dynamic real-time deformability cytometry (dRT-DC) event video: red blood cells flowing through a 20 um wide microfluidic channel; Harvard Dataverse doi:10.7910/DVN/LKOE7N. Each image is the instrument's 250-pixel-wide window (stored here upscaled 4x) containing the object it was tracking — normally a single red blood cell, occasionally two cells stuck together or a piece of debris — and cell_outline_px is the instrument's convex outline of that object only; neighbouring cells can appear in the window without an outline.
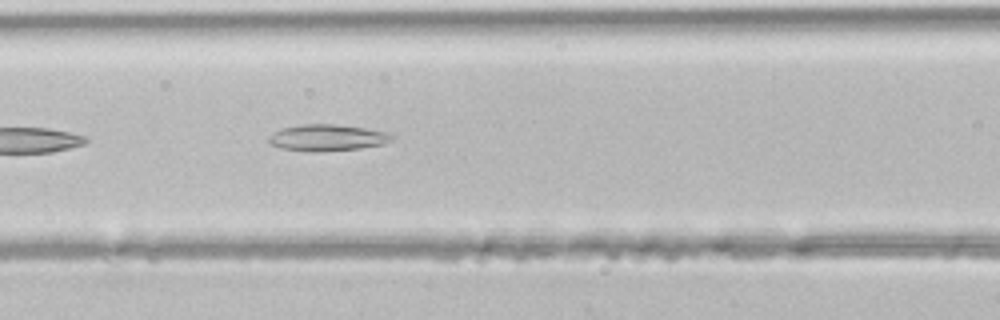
{"species": "common noctule bat (a hibernating species)", "species_latin": "Nyctalus noctula", "temperature_condition": "room temperature", "stored_images_in_passage": 5, "camera_frame_rate_fps": 3000, "um_per_image_px": 0.085, "animal": {"sex": "male", "body_mass_g": 21.5, "forearm_length_mm": 52.0}, "frame": {"image": 1, "passage_image": 5, "time_ms": 1.333, "image_size_px": [1000, 320], "cell_outline_px": [[392, 140], [384, 144], [360, 148], [312, 152], [280, 148], [268, 144], [268, 136], [272, 132], [280, 128], [300, 124], [336, 124], [392, 132]], "centroid_in_image_um": [27.78, 11.69], "position_along_channel_um": 138.8, "area_um2": 19.25}}